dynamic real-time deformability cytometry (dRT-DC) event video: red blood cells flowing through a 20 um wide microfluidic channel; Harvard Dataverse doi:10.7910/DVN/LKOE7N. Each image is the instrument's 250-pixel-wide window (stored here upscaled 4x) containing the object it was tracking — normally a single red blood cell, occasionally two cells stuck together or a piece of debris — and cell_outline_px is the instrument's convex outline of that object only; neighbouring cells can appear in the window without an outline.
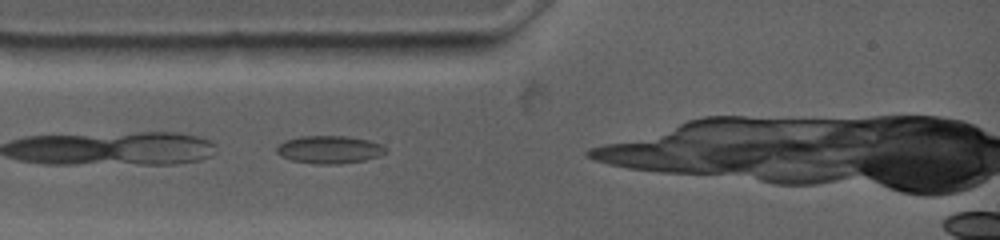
{"species": "common noctule bat (a hibernating species)", "species_latin": "Nyctalus noctula", "temperature_condition": "warm", "stored_images_in_passage": 3, "camera_frame_rate_fps": 4500, "um_per_image_px": 0.085, "animal": {"sex": "female", "body_mass_g": 19.0, "forearm_length_mm": 53.3}, "frame": {"image": 1, "passage_image": 1, "time_ms": 0.0, "image_size_px": [1000, 240], "cell_outline_px": [[388, 152], [380, 156], [364, 160], [336, 164], [316, 164], [292, 160], [280, 156], [276, 152], [276, 148], [284, 140], [300, 136], [348, 136], [368, 140], [380, 144], [388, 148]], "centroid_in_image_um": [28.01, 12.71], "position_along_channel_um": 57.0, "area_um2": 17.74}}